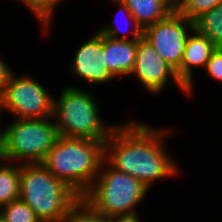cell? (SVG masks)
Masks as SVG:
<instances>
[{
    "instance_id": "obj_1",
    "label": "cell",
    "mask_w": 222,
    "mask_h": 222,
    "mask_svg": "<svg viewBox=\"0 0 222 222\" xmlns=\"http://www.w3.org/2000/svg\"><path fill=\"white\" fill-rule=\"evenodd\" d=\"M168 133L136 121L117 124L104 142L105 165L131 175L150 189L154 181L179 172L164 148Z\"/></svg>"
},
{
    "instance_id": "obj_2",
    "label": "cell",
    "mask_w": 222,
    "mask_h": 222,
    "mask_svg": "<svg viewBox=\"0 0 222 222\" xmlns=\"http://www.w3.org/2000/svg\"><path fill=\"white\" fill-rule=\"evenodd\" d=\"M103 161V141L59 135L42 164L82 197L97 178Z\"/></svg>"
},
{
    "instance_id": "obj_3",
    "label": "cell",
    "mask_w": 222,
    "mask_h": 222,
    "mask_svg": "<svg viewBox=\"0 0 222 222\" xmlns=\"http://www.w3.org/2000/svg\"><path fill=\"white\" fill-rule=\"evenodd\" d=\"M20 164V199L41 222H62L81 197L42 163Z\"/></svg>"
},
{
    "instance_id": "obj_4",
    "label": "cell",
    "mask_w": 222,
    "mask_h": 222,
    "mask_svg": "<svg viewBox=\"0 0 222 222\" xmlns=\"http://www.w3.org/2000/svg\"><path fill=\"white\" fill-rule=\"evenodd\" d=\"M58 100L53 98L52 117L58 135L105 142L116 125H106L100 118L93 94L80 88L66 87Z\"/></svg>"
},
{
    "instance_id": "obj_5",
    "label": "cell",
    "mask_w": 222,
    "mask_h": 222,
    "mask_svg": "<svg viewBox=\"0 0 222 222\" xmlns=\"http://www.w3.org/2000/svg\"><path fill=\"white\" fill-rule=\"evenodd\" d=\"M103 161L97 178L81 197L105 217L136 213L149 189L138 179L110 166L103 171Z\"/></svg>"
},
{
    "instance_id": "obj_6",
    "label": "cell",
    "mask_w": 222,
    "mask_h": 222,
    "mask_svg": "<svg viewBox=\"0 0 222 222\" xmlns=\"http://www.w3.org/2000/svg\"><path fill=\"white\" fill-rule=\"evenodd\" d=\"M50 120L51 117L14 119L3 130L7 161L25 159L26 164L43 163L59 136L55 122Z\"/></svg>"
},
{
    "instance_id": "obj_7",
    "label": "cell",
    "mask_w": 222,
    "mask_h": 222,
    "mask_svg": "<svg viewBox=\"0 0 222 222\" xmlns=\"http://www.w3.org/2000/svg\"><path fill=\"white\" fill-rule=\"evenodd\" d=\"M15 76L12 72L0 93V112L6 109L20 119L52 117L54 97L48 89L29 75Z\"/></svg>"
},
{
    "instance_id": "obj_8",
    "label": "cell",
    "mask_w": 222,
    "mask_h": 222,
    "mask_svg": "<svg viewBox=\"0 0 222 222\" xmlns=\"http://www.w3.org/2000/svg\"><path fill=\"white\" fill-rule=\"evenodd\" d=\"M195 29V23L182 16L176 9L163 20L143 30V37L157 53L170 64L181 80V63L188 32ZM188 31V32H187Z\"/></svg>"
},
{
    "instance_id": "obj_9",
    "label": "cell",
    "mask_w": 222,
    "mask_h": 222,
    "mask_svg": "<svg viewBox=\"0 0 222 222\" xmlns=\"http://www.w3.org/2000/svg\"><path fill=\"white\" fill-rule=\"evenodd\" d=\"M130 74L135 75L139 83L152 94H160L169 82L168 79L187 93V87L179 79L176 70L143 36L137 40L135 64Z\"/></svg>"
},
{
    "instance_id": "obj_10",
    "label": "cell",
    "mask_w": 222,
    "mask_h": 222,
    "mask_svg": "<svg viewBox=\"0 0 222 222\" xmlns=\"http://www.w3.org/2000/svg\"><path fill=\"white\" fill-rule=\"evenodd\" d=\"M74 57L71 70L82 81L104 84L114 78L104 64L103 35L98 31L76 50Z\"/></svg>"
},
{
    "instance_id": "obj_11",
    "label": "cell",
    "mask_w": 222,
    "mask_h": 222,
    "mask_svg": "<svg viewBox=\"0 0 222 222\" xmlns=\"http://www.w3.org/2000/svg\"><path fill=\"white\" fill-rule=\"evenodd\" d=\"M193 33V34H192ZM188 36L183 60L181 63V81L187 87V93L191 94L193 87V67H204L216 46L203 34L194 29Z\"/></svg>"
},
{
    "instance_id": "obj_12",
    "label": "cell",
    "mask_w": 222,
    "mask_h": 222,
    "mask_svg": "<svg viewBox=\"0 0 222 222\" xmlns=\"http://www.w3.org/2000/svg\"><path fill=\"white\" fill-rule=\"evenodd\" d=\"M137 40L113 39L103 35L104 64L113 77L129 75L133 70Z\"/></svg>"
},
{
    "instance_id": "obj_13",
    "label": "cell",
    "mask_w": 222,
    "mask_h": 222,
    "mask_svg": "<svg viewBox=\"0 0 222 222\" xmlns=\"http://www.w3.org/2000/svg\"><path fill=\"white\" fill-rule=\"evenodd\" d=\"M131 12L138 26L144 30L166 18L175 9L170 0H120Z\"/></svg>"
},
{
    "instance_id": "obj_14",
    "label": "cell",
    "mask_w": 222,
    "mask_h": 222,
    "mask_svg": "<svg viewBox=\"0 0 222 222\" xmlns=\"http://www.w3.org/2000/svg\"><path fill=\"white\" fill-rule=\"evenodd\" d=\"M0 165V207L20 198V164Z\"/></svg>"
},
{
    "instance_id": "obj_15",
    "label": "cell",
    "mask_w": 222,
    "mask_h": 222,
    "mask_svg": "<svg viewBox=\"0 0 222 222\" xmlns=\"http://www.w3.org/2000/svg\"><path fill=\"white\" fill-rule=\"evenodd\" d=\"M195 29L216 47H222V3L207 11L195 22Z\"/></svg>"
},
{
    "instance_id": "obj_16",
    "label": "cell",
    "mask_w": 222,
    "mask_h": 222,
    "mask_svg": "<svg viewBox=\"0 0 222 222\" xmlns=\"http://www.w3.org/2000/svg\"><path fill=\"white\" fill-rule=\"evenodd\" d=\"M3 222H41L32 208L20 198L0 207Z\"/></svg>"
},
{
    "instance_id": "obj_17",
    "label": "cell",
    "mask_w": 222,
    "mask_h": 222,
    "mask_svg": "<svg viewBox=\"0 0 222 222\" xmlns=\"http://www.w3.org/2000/svg\"><path fill=\"white\" fill-rule=\"evenodd\" d=\"M62 222H106V217L80 198L69 210Z\"/></svg>"
},
{
    "instance_id": "obj_18",
    "label": "cell",
    "mask_w": 222,
    "mask_h": 222,
    "mask_svg": "<svg viewBox=\"0 0 222 222\" xmlns=\"http://www.w3.org/2000/svg\"><path fill=\"white\" fill-rule=\"evenodd\" d=\"M220 3L222 0H185L176 10L189 21L195 22Z\"/></svg>"
},
{
    "instance_id": "obj_19",
    "label": "cell",
    "mask_w": 222,
    "mask_h": 222,
    "mask_svg": "<svg viewBox=\"0 0 222 222\" xmlns=\"http://www.w3.org/2000/svg\"><path fill=\"white\" fill-rule=\"evenodd\" d=\"M24 5H26L31 12H33L34 16L39 20L41 25L45 27V31L51 24L52 14L58 3L61 0H20Z\"/></svg>"
},
{
    "instance_id": "obj_20",
    "label": "cell",
    "mask_w": 222,
    "mask_h": 222,
    "mask_svg": "<svg viewBox=\"0 0 222 222\" xmlns=\"http://www.w3.org/2000/svg\"><path fill=\"white\" fill-rule=\"evenodd\" d=\"M118 6L120 7V10L124 13L125 16H127L129 18V20H131L132 22V29L131 31L130 30H127L129 31L130 33L129 34H132L133 35V40H138L139 38L142 37L143 35V30L138 26L136 20L133 18L131 12L129 11L128 7L120 0H114ZM127 20V19H126ZM121 30L118 29L117 26H114V25H108V26H102L98 32L102 35H105V36H108L110 38H113V39H123V40H127L128 38V33H124V37H121Z\"/></svg>"
},
{
    "instance_id": "obj_21",
    "label": "cell",
    "mask_w": 222,
    "mask_h": 222,
    "mask_svg": "<svg viewBox=\"0 0 222 222\" xmlns=\"http://www.w3.org/2000/svg\"><path fill=\"white\" fill-rule=\"evenodd\" d=\"M205 69L211 78L222 82V47H217L212 53Z\"/></svg>"
},
{
    "instance_id": "obj_22",
    "label": "cell",
    "mask_w": 222,
    "mask_h": 222,
    "mask_svg": "<svg viewBox=\"0 0 222 222\" xmlns=\"http://www.w3.org/2000/svg\"><path fill=\"white\" fill-rule=\"evenodd\" d=\"M106 222H142L138 213L114 215L106 217Z\"/></svg>"
},
{
    "instance_id": "obj_23",
    "label": "cell",
    "mask_w": 222,
    "mask_h": 222,
    "mask_svg": "<svg viewBox=\"0 0 222 222\" xmlns=\"http://www.w3.org/2000/svg\"><path fill=\"white\" fill-rule=\"evenodd\" d=\"M12 72L13 71H11V68L8 67V65L3 62L2 59H0V93L6 85V82L9 80Z\"/></svg>"
},
{
    "instance_id": "obj_24",
    "label": "cell",
    "mask_w": 222,
    "mask_h": 222,
    "mask_svg": "<svg viewBox=\"0 0 222 222\" xmlns=\"http://www.w3.org/2000/svg\"><path fill=\"white\" fill-rule=\"evenodd\" d=\"M0 161H5L6 156H5V144H4V131L0 130Z\"/></svg>"
},
{
    "instance_id": "obj_25",
    "label": "cell",
    "mask_w": 222,
    "mask_h": 222,
    "mask_svg": "<svg viewBox=\"0 0 222 222\" xmlns=\"http://www.w3.org/2000/svg\"><path fill=\"white\" fill-rule=\"evenodd\" d=\"M174 9H177L185 0H170Z\"/></svg>"
}]
</instances>
